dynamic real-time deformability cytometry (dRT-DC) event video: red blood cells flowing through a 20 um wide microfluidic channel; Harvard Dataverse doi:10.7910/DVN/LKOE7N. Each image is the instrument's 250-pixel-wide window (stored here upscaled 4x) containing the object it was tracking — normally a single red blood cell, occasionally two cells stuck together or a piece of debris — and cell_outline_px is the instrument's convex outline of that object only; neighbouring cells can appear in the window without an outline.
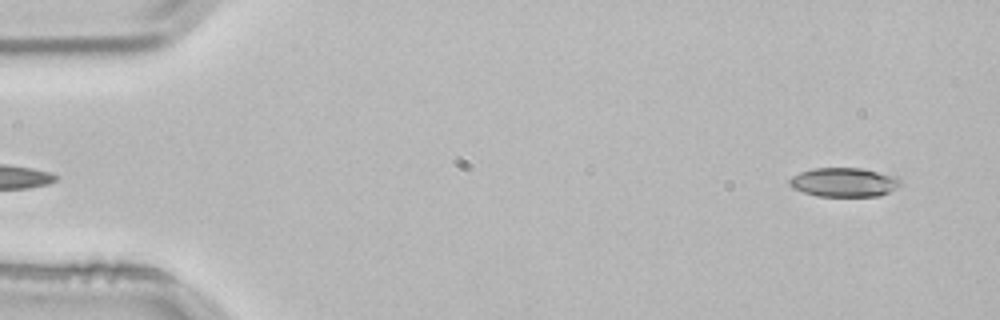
{"species": "common noctule bat (a hibernating species)", "species_latin": "Nyctalus noctula", "temperature_condition": "room temperature", "stored_images_in_passage": 3, "segment_of_instrument_passage": [2, 2], "camera_frame_rate_fps": 3000, "um_per_image_px": 0.085, "animal": {"sex": "male", "body_mass_g": 21.5, "forearm_length_mm": 52.0}, "frame": {"image": 1, "passage_image": 3, "time_ms": 0.667, "image_size_px": [1000, 320], "cell_outline_px": [[900, 184], [888, 192], [880, 196], [816, 196], [792, 188], [788, 184], [788, 180], [792, 176], [800, 172], [812, 168], [860, 168], [896, 176], [900, 180]], "centroid_in_image_um": [71.69, 15.49], "position_along_channel_um": 13.3, "area_um2": 18.73}}